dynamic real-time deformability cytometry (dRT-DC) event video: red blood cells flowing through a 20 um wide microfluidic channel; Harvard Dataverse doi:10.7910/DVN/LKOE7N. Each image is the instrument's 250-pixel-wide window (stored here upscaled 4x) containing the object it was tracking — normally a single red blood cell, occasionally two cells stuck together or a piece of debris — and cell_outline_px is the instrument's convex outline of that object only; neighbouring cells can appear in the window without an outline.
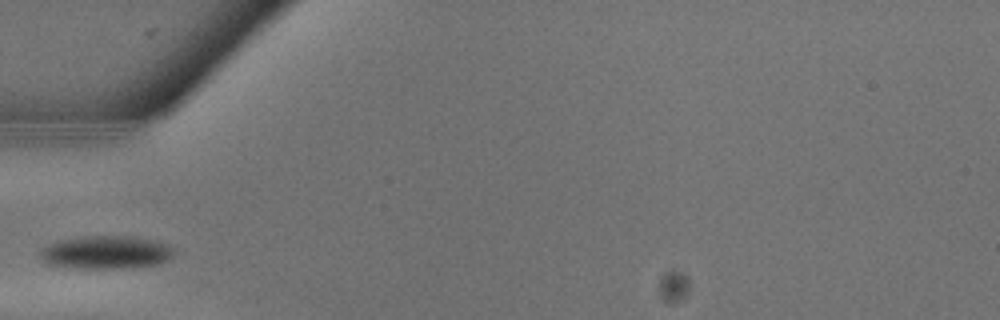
{"species": "common noctule bat (a hibernating species)", "species_latin": "Nyctalus noctula", "temperature_condition": "warm", "stored_images_in_passage": 12, "camera_frame_rate_fps": 3000, "um_per_image_px": 0.085, "animal": {"sex": "male", "body_mass_g": 13.3}, "frame": {"image": 1, "passage_image": 4, "time_ms": 1.0, "image_size_px": [1000, 320], "cell_outline_px": [[172, 252], [168, 260], [160, 264], [132, 268], [84, 268], [48, 264], [40, 256], [40, 252], [48, 244], [64, 240], [92, 236], [136, 236], [156, 240], [172, 244]], "centroid_in_image_um": [9.11, 21.45], "position_along_channel_um": 75.9, "area_um2": 25.66}}
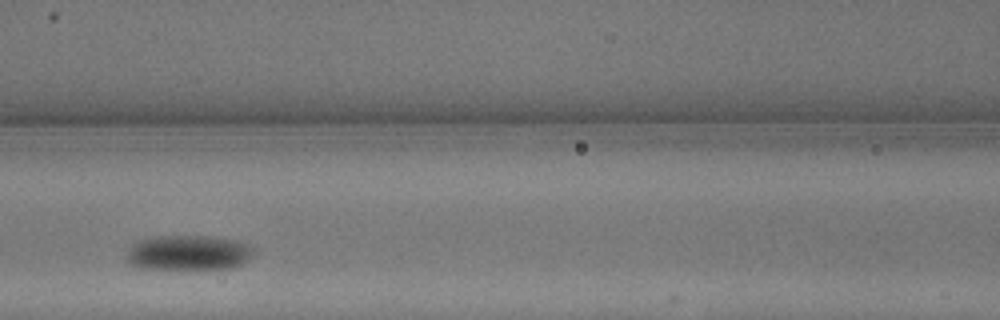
{"frame": {"image": 2, "passage_image": 7, "time_ms": 2.0, "image_size_px": [1000, 320], "cell_outline_px": [[252, 252], [248, 260], [244, 264], [236, 268], [188, 272], [140, 268], [132, 264], [128, 260], [128, 252], [132, 244], [136, 240], [152, 236], [208, 236], [232, 240], [248, 244], [252, 248]], "centroid_in_image_um": [16.01, 21.54], "position_along_channel_um": 150.6, "area_um2": 27.05}}
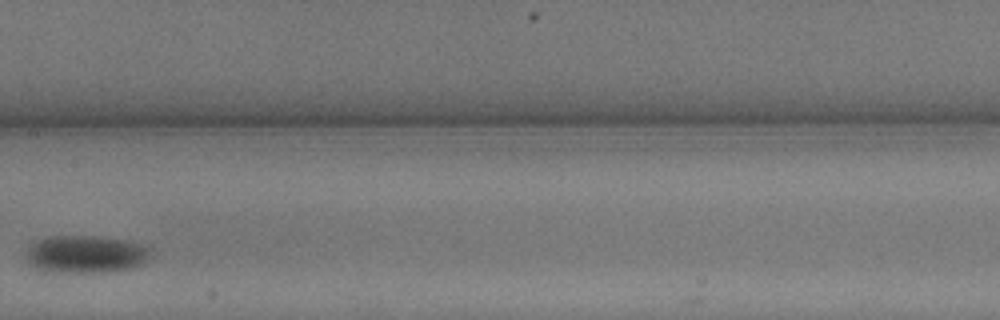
{"frame": {"image": 3, "passage_image": 9, "time_ms": 2.667, "image_size_px": [1000, 320], "cell_outline_px": [[152, 252], [140, 264], [132, 268], [104, 272], [60, 272], [36, 268], [28, 260], [28, 248], [36, 240], [48, 236], [92, 236], [124, 240], [140, 244], [152, 248]], "centroid_in_image_um": [7.3, 21.6], "position_along_channel_um": 200.1, "area_um2": 26.82}}